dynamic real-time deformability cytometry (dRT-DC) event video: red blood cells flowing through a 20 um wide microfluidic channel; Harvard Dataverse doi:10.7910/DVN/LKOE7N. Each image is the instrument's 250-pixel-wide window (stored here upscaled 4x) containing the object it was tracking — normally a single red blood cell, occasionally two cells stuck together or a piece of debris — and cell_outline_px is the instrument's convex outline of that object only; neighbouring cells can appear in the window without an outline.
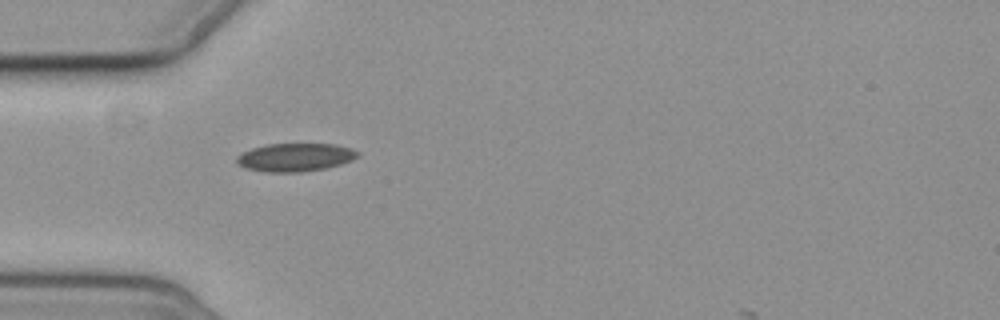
{"species": "common noctule bat (a hibernating species)", "species_latin": "Nyctalus noctula", "temperature_condition": "cold", "stored_images_in_passage": 2, "camera_frame_rate_fps": 3000, "um_per_image_px": 0.085, "animal": {"sex": "female", "body_mass_g": 19.3, "forearm_length_mm": 54.1}, "frame": {"image": 1, "passage_image": 1, "time_ms": 0.0, "image_size_px": [1000, 320], "cell_outline_px": [[360, 156], [352, 160], [328, 168], [300, 172], [264, 172], [244, 168], [236, 164], [236, 156], [252, 148], [268, 144], [336, 144], [352, 148], [360, 152]], "centroid_in_image_um": [25.1, 13.37], "position_along_channel_um": 59.9, "area_um2": 20.11}}
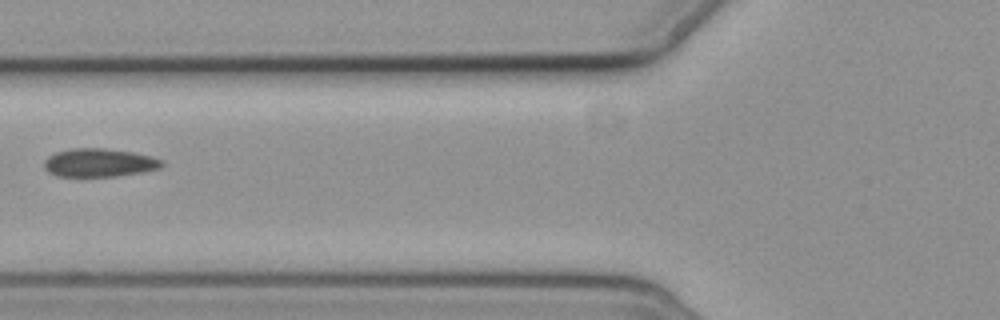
{"frame": {"image": 2, "passage_image": 2, "time_ms": 1.667, "image_size_px": [1000, 320], "cell_outline_px": [[164, 164], [160, 168], [144, 172], [116, 176], [56, 176], [48, 172], [44, 168], [44, 160], [48, 156], [56, 152], [72, 148], [104, 148], [132, 152], [152, 156], [164, 160]], "centroid_in_image_um": [8.45, 13.83], "position_along_channel_um": 117.4, "area_um2": 19.59}}